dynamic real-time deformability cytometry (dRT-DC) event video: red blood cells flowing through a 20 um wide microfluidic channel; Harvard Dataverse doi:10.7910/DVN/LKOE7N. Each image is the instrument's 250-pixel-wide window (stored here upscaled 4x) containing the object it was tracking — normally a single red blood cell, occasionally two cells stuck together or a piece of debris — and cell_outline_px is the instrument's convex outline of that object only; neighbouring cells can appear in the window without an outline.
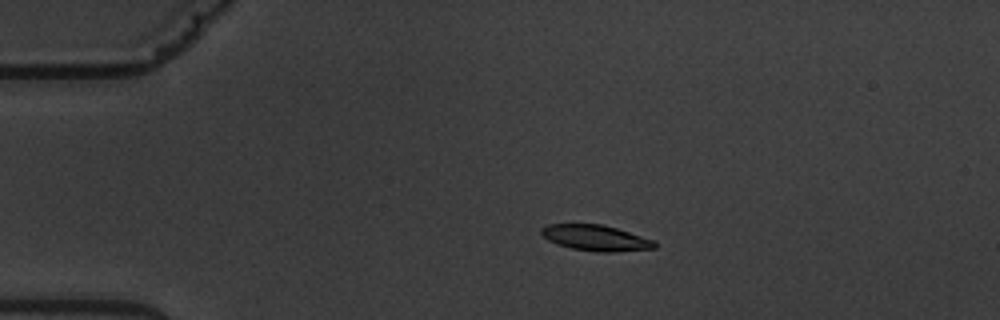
{"species": "common noctule bat (a hibernating species)", "species_latin": "Nyctalus noctula", "temperature_condition": "warm", "stored_images_in_passage": 7, "camera_frame_rate_fps": 3000, "um_per_image_px": 0.085, "animal": {"sex": "male", "body_mass_g": 19.5, "forearm_length_mm": 54.6}, "frame": {"image": 1, "passage_image": 3, "time_ms": 2.333, "image_size_px": [1000, 320], "cell_outline_px": [[656, 248], [612, 252], [596, 252], [572, 248], [556, 244], [548, 240], [540, 232], [540, 228], [548, 224], [604, 224], [652, 240], [656, 244]], "centroid_in_image_um": [50.59, 20.22], "position_along_channel_um": 34.4, "area_um2": 16.88}}
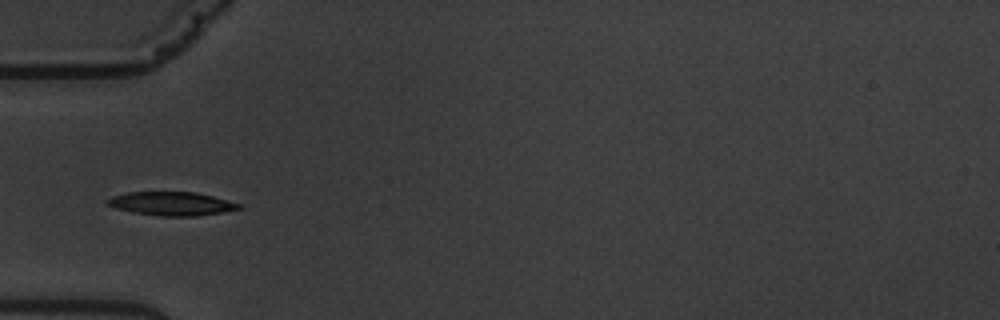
{"frame": {"image": 2, "passage_image": 5, "time_ms": 4.667, "image_size_px": [1000, 320], "cell_outline_px": [[244, 208], [196, 216], [160, 216], [132, 212], [116, 208], [104, 204], [104, 200], [112, 196], [128, 192], [196, 192], [228, 200], [240, 204]], "centroid_in_image_um": [14.54, 17.31], "position_along_channel_um": 70.5, "area_um2": 18.15}}
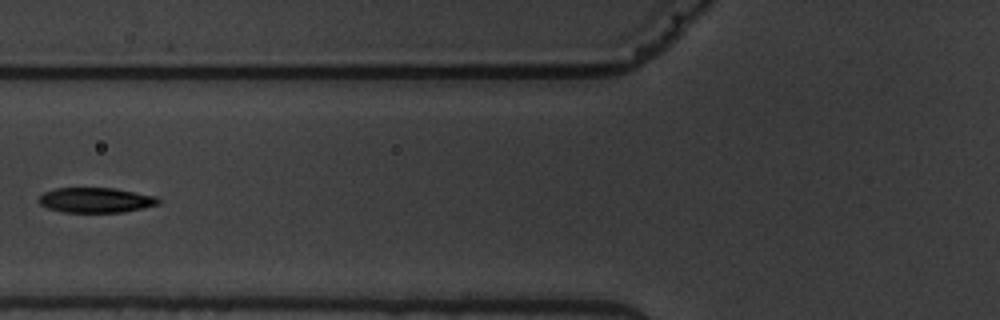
{"frame": {"image": 3, "passage_image": 6, "time_ms": 6.0, "image_size_px": [1000, 320], "cell_outline_px": [[160, 204], [144, 208], [124, 212], [64, 212], [48, 208], [40, 204], [36, 200], [44, 192], [56, 188], [112, 188], [156, 196], [160, 200]], "centroid_in_image_um": [8.14, 17.01], "position_along_channel_um": 117.7, "area_um2": 17.46}}